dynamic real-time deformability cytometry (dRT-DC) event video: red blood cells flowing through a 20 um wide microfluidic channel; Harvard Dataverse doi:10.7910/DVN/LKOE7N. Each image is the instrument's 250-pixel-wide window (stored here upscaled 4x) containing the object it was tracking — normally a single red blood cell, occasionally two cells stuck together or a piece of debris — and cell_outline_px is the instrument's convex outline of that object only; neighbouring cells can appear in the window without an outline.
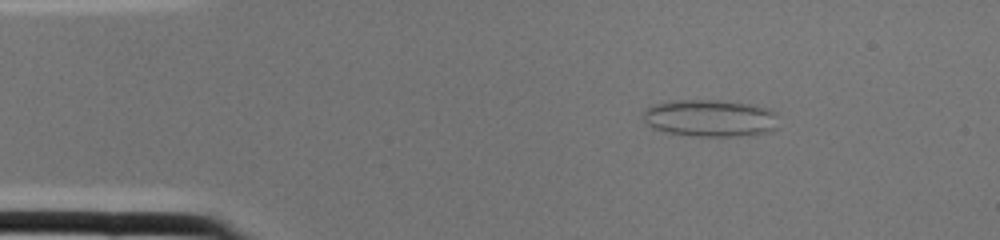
{"species": "common noctule bat (a hibernating species)", "species_latin": "Nyctalus noctula", "temperature_condition": "cold", "stored_images_in_passage": 1, "camera_frame_rate_fps": 3000, "um_per_image_px": 0.085, "animal": {"sex": "female", "body_mass_g": 22.0, "forearm_length_mm": 56.7}, "frame": {"image": 1, "passage_image": 1, "time_ms": 0.0, "image_size_px": [1000, 240], "cell_outline_px": [[776, 128], [772, 132], [732, 136], [696, 136], [668, 132], [652, 128], [644, 124], [640, 116], [644, 108], [652, 104], [672, 100], [724, 100], [748, 104], [768, 108], [776, 112]], "centroid_in_image_um": [60.28, 10.03], "position_along_channel_um": 24.7, "area_um2": 29.71}}